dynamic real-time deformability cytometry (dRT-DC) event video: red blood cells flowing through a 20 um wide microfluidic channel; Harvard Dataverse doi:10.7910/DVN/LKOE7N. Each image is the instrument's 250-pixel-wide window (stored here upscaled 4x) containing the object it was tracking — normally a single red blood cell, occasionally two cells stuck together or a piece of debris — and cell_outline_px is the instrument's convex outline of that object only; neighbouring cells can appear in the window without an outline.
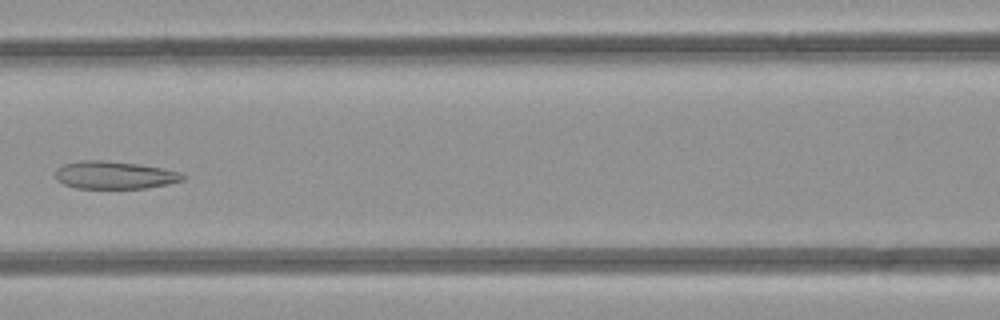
{"species": "common noctule bat (a hibernating species)", "species_latin": "Nyctalus noctula", "temperature_condition": "room temperature", "stored_images_in_passage": 7, "camera_frame_rate_fps": 3000, "um_per_image_px": 0.085, "animal": {"sex": "female", "body_mass_g": 21.9}, "frame": {"image": 1, "passage_image": 6, "time_ms": 6.0, "image_size_px": [1000, 320], "cell_outline_px": [[188, 176], [184, 180], [168, 184], [144, 188], [76, 188], [64, 184], [56, 180], [56, 168], [64, 164], [80, 160], [104, 160], [136, 164], [164, 168], [180, 172]], "centroid_in_image_um": [9.75, 14.88], "position_along_channel_um": 156.9, "area_um2": 20.63}}
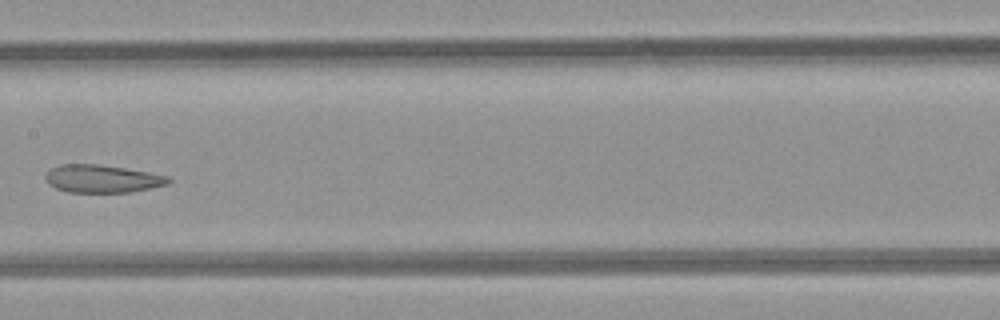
{"frame": {"image": 2, "passage_image": 7, "time_ms": 7.0, "image_size_px": [1000, 320], "cell_outline_px": [[172, 180], [168, 184], [128, 192], [68, 192], [56, 188], [48, 184], [44, 176], [48, 168], [60, 164], [100, 164], [148, 172], [168, 176]], "centroid_in_image_um": [8.63, 15.18], "position_along_channel_um": 198.8, "area_um2": 19.94}}